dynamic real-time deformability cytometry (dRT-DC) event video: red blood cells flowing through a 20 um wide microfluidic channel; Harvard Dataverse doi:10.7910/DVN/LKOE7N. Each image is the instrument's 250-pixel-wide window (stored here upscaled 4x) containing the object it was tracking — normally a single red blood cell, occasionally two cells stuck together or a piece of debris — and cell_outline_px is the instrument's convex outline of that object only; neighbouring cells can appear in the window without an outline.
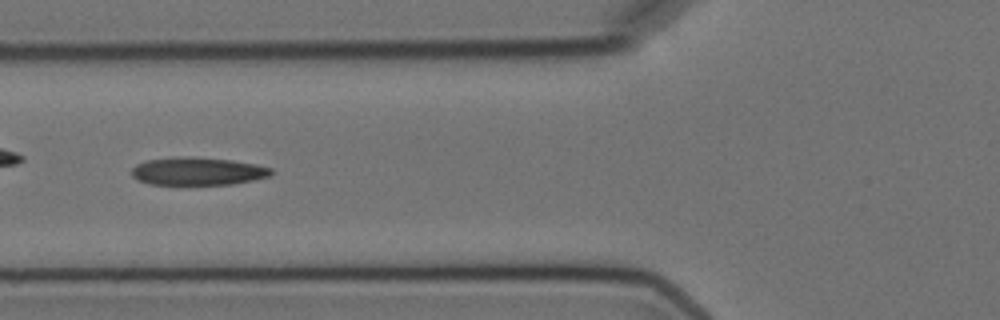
{"species": "Egyptian fruit bat (a non-hibernating species)", "species_latin": "Rousettus aegyptiacus", "temperature_condition": "cold", "stored_images_in_passage": 13, "camera_frame_rate_fps": 3000, "um_per_image_px": 0.085, "animal": {"sex": "female"}, "frame": {"image": 1, "passage_image": 4, "time_ms": 4.333, "image_size_px": [1000, 320], "cell_outline_px": [[272, 176], [232, 184], [148, 184], [136, 180], [132, 176], [132, 168], [136, 164], [144, 160], [172, 156], [192, 156], [232, 160], [256, 164], [272, 168]], "centroid_in_image_um": [16.77, 14.54], "position_along_channel_um": 109.0, "area_um2": 23.0}}
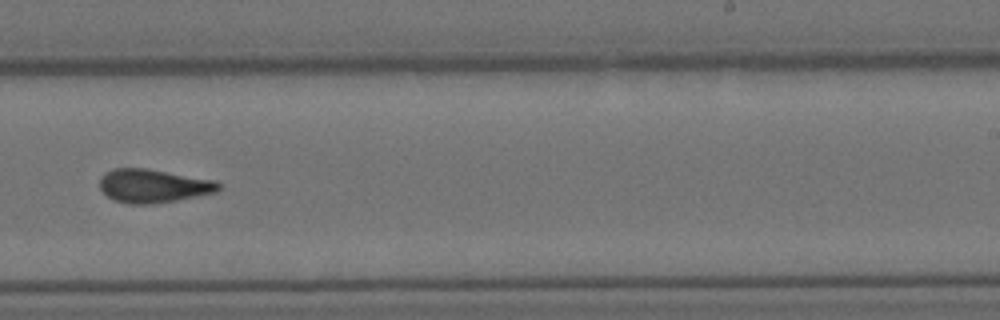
{"frame": {"image": 2, "passage_image": 8, "time_ms": 9.0, "image_size_px": [1000, 320], "cell_outline_px": [[220, 188], [216, 192], [156, 204], [128, 204], [116, 200], [108, 196], [100, 188], [100, 176], [104, 172], [112, 168], [144, 168], [216, 180], [220, 184]], "centroid_in_image_um": [13.01, 15.79], "position_along_channel_um": 276.0, "area_um2": 23.18}}
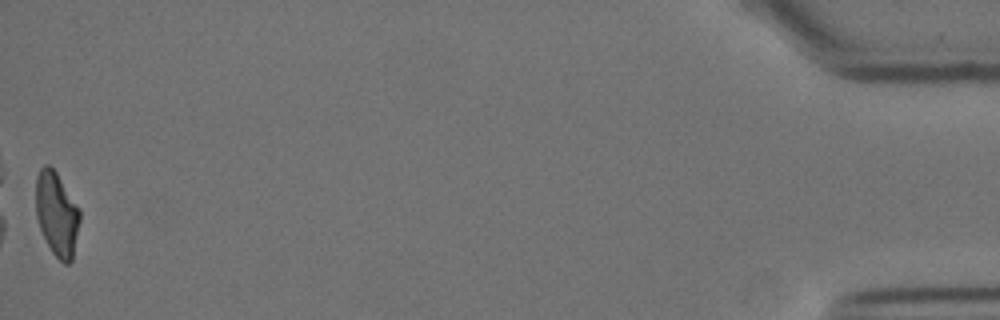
{"frame": {"image": 3, "passage_image": 13, "time_ms": 16.0, "image_size_px": [1000, 320], "cell_outline_px": [[80, 220], [72, 260], [68, 264], [64, 264], [52, 252], [40, 228], [36, 216], [36, 176], [40, 168], [44, 164], [48, 164], [56, 172], [80, 208]], "centroid_in_image_um": [4.83, 18.17], "position_along_channel_um": 430.4, "area_um2": 21.5}, "authors_computed_cell_mechanics": {"area_um2": 23.0044, "velocity_mm_per_s": 3.5987, "shape_relaxation_time_tau1_ms": 7.4757, "shape_relaxation_time_tau2_ms": 3.7164, "deformation_change_tau1": 0.1876, "deformation_change_tau2": 0.117}}